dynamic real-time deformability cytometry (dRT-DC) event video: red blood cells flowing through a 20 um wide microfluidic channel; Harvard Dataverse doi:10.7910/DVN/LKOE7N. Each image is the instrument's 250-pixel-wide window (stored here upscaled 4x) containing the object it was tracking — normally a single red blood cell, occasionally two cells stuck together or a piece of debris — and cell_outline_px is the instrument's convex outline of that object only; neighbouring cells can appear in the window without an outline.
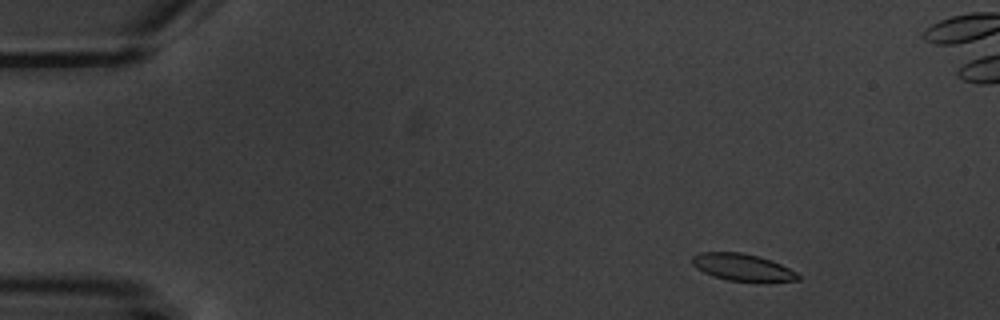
{"species": "common noctule bat (a hibernating species)", "species_latin": "Nyctalus noctula", "temperature_condition": "warm", "stored_images_in_passage": 4, "camera_frame_rate_fps": 3000, "um_per_image_px": 0.085, "animal": {"sex": "male", "body_mass_g": 20.1, "forearm_length_mm": 53.5}, "frame": {"image": 1, "passage_image": 1, "time_ms": 0.0, "image_size_px": [1000, 320], "cell_outline_px": [[800, 280], [728, 280], [712, 276], [696, 268], [692, 264], [692, 256], [700, 252], [740, 252], [772, 260], [796, 272], [800, 276]], "centroid_in_image_um": [63.04, 22.69], "position_along_channel_um": 22.0, "area_um2": 16.18}}